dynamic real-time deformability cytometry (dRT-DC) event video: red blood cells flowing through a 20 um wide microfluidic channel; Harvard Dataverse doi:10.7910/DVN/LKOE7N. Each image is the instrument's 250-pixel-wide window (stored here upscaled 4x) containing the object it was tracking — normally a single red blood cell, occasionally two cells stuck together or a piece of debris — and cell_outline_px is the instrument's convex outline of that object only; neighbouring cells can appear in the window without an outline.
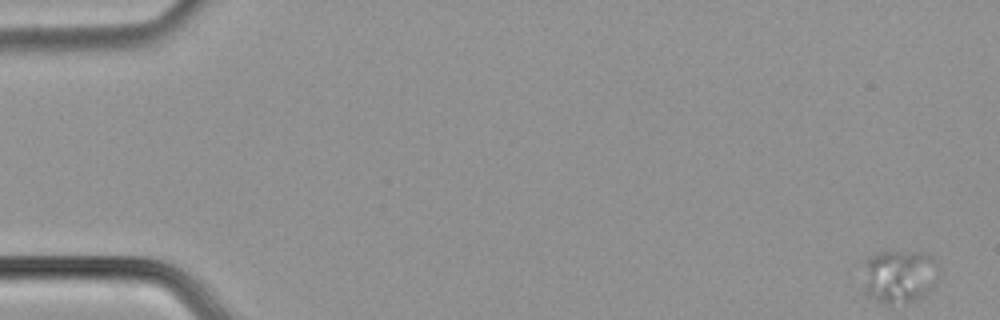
{"species": "common noctule bat (a hibernating species)", "species_latin": "Nyctalus noctula", "temperature_condition": "cold", "stored_images_in_passage": 57, "camera_frame_rate_fps": 3000, "um_per_image_px": 0.085, "animal": {"sex": "male", "body_mass_g": 21.5, "forearm_length_mm": 52.0}, "frame": {"image": 1, "passage_image": 1, "time_ms": 0.0, "image_size_px": [1000, 320], "cell_outline_px": [[940, 280], [932, 288], [920, 296], [904, 304], [888, 304], [876, 300], [868, 296], [864, 292], [864, 260], [876, 252], [924, 252], [932, 256], [940, 268]], "centroid_in_image_um": [76.47, 23.47], "position_along_channel_um": 8.5, "area_um2": 24.04}}
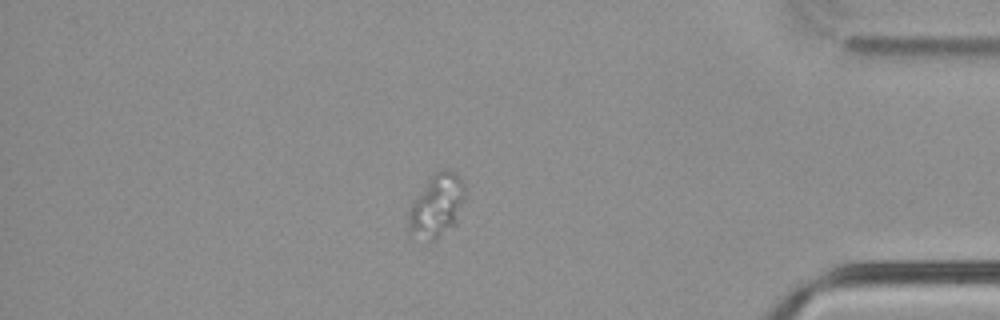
{"frame": {"image": 2, "passage_image": 49, "time_ms": 16.0, "image_size_px": [1000, 320], "cell_outline_px": [[464, 196], [456, 224], [432, 240], [408, 228], [408, 212], [412, 200], [428, 180], [436, 172], [444, 168], [456, 172], [460, 176], [464, 184]], "centroid_in_image_um": [37.14, 17.38], "position_along_channel_um": 398.1, "area_um2": 20.06}}
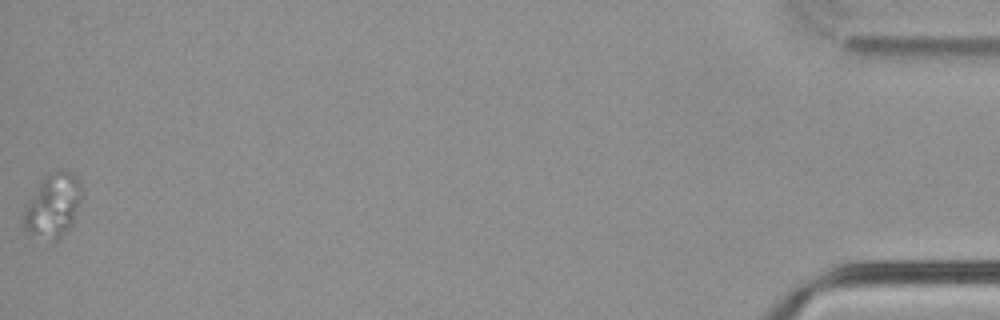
{"frame": {"image": 3, "passage_image": 57, "time_ms": 18.667, "image_size_px": [1000, 320], "cell_outline_px": [[84, 196], [72, 224], [56, 240], [28, 232], [20, 224], [20, 220], [24, 208], [28, 200], [44, 176], [60, 168], [64, 168], [72, 172], [80, 180], [84, 192]], "centroid_in_image_um": [4.53, 17.39], "position_along_channel_um": 430.7, "area_um2": 22.02}}